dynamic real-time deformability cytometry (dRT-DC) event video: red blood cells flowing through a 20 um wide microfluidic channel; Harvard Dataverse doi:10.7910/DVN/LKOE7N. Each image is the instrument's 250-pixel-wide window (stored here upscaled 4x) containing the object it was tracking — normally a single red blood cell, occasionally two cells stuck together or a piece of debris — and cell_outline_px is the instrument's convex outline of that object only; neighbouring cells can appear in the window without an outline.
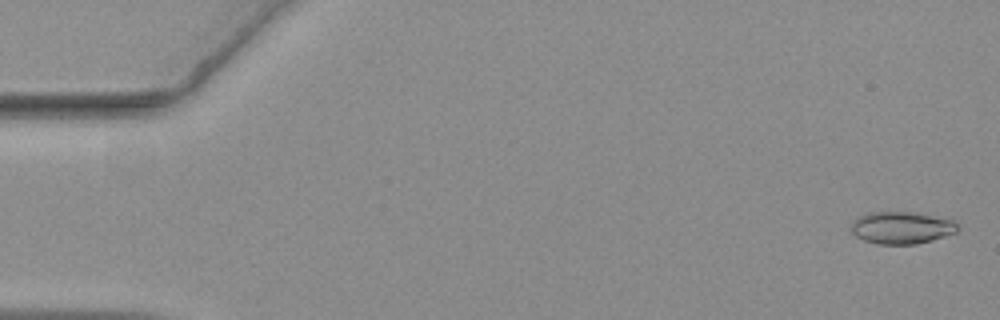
{"species": "common noctule bat (a hibernating species)", "species_latin": "Nyctalus noctula", "temperature_condition": "warm", "stored_images_in_passage": 19, "camera_frame_rate_fps": 3000, "um_per_image_px": 0.085, "animal": {"sex": "female", "body_mass_g": 19.3, "forearm_length_mm": 54.1}, "frame": {"image": 1, "passage_image": 2, "time_ms": 0.333, "image_size_px": [1000, 320], "cell_outline_px": [[960, 228], [956, 232], [932, 240], [916, 244], [876, 244], [864, 240], [856, 236], [852, 232], [852, 220], [860, 216], [872, 212], [912, 212], [952, 220]], "centroid_in_image_um": [76.62, 19.36], "position_along_channel_um": 8.4, "area_um2": 19.77}}
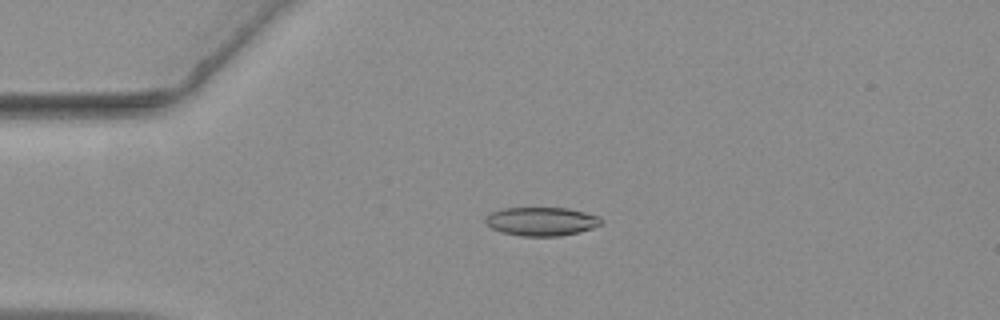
{"frame": {"image": 2, "passage_image": 14, "time_ms": 4.333, "image_size_px": [1000, 320], "cell_outline_px": [[604, 220], [600, 224], [592, 228], [560, 236], [524, 236], [500, 232], [484, 224], [484, 220], [492, 212], [504, 208], [568, 208], [600, 216]], "centroid_in_image_um": [46.02, 18.82], "position_along_channel_um": 39.0, "area_um2": 19.25}}